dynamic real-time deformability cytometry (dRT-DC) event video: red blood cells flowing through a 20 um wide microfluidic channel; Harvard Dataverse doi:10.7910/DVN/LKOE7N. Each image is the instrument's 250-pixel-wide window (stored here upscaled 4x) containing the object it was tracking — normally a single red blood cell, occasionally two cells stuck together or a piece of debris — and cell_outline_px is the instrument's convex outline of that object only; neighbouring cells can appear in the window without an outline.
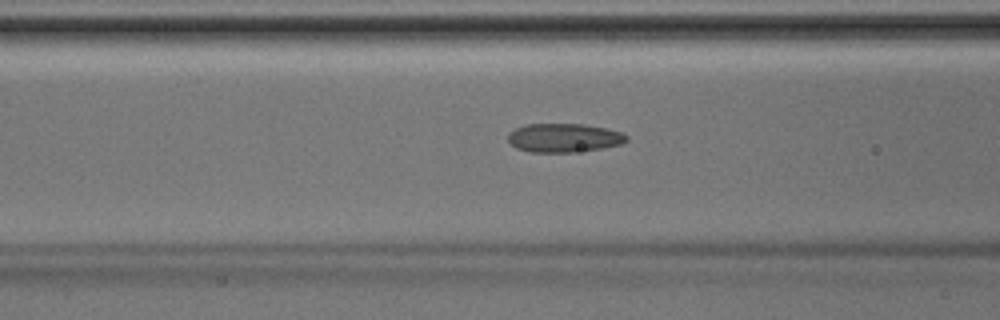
{"species": "Egyptian fruit bat (a non-hibernating species)", "species_latin": "Rousettus aegyptiacus", "temperature_condition": "room temperature", "stored_images_in_passage": 43, "camera_frame_rate_fps": 3000, "um_per_image_px": 0.085, "animal": {"sex": "male"}, "frame": {"image": 1, "passage_image": 17, "time_ms": 5.333, "image_size_px": [1000, 320], "cell_outline_px": [[628, 140], [620, 144], [600, 148], [572, 152], [532, 152], [516, 148], [508, 140], [508, 132], [524, 124], [584, 124], [604, 128], [620, 132], [628, 136]], "centroid_in_image_um": [47.9, 11.71], "position_along_channel_um": 118.7, "area_um2": 19.71}}
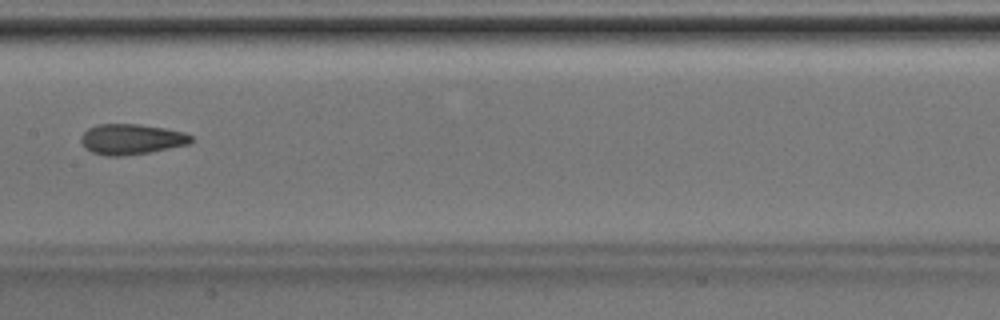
{"frame": {"image": 2, "passage_image": 22, "time_ms": 7.0, "image_size_px": [1000, 320], "cell_outline_px": [[192, 140], [188, 144], [148, 152], [124, 156], [104, 156], [92, 152], [80, 140], [80, 136], [88, 128], [100, 124], [140, 124], [164, 128], [184, 132], [192, 136]], "centroid_in_image_um": [11.15, 11.83], "position_along_channel_um": 196.2, "area_um2": 19.36}}
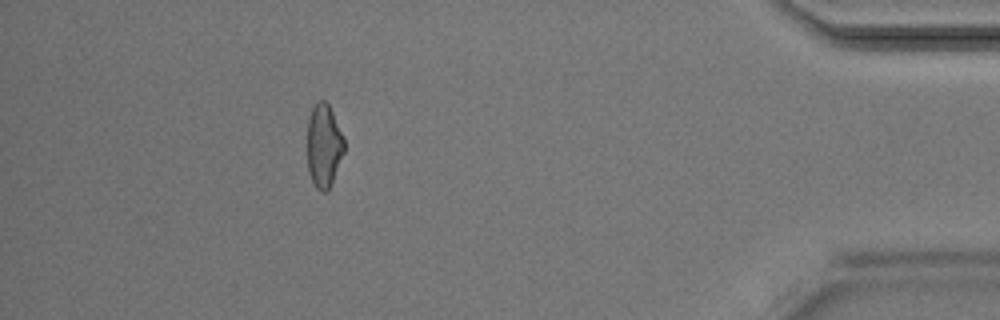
{"frame": {"image": 3, "passage_image": 39, "time_ms": 12.667, "image_size_px": [1000, 320], "cell_outline_px": [[344, 152], [332, 180], [328, 188], [324, 192], [320, 192], [316, 188], [308, 172], [308, 116], [312, 108], [320, 100], [324, 100], [328, 104], [344, 136]], "centroid_in_image_um": [27.52, 12.37], "position_along_channel_um": 407.7, "area_um2": 17.69}}